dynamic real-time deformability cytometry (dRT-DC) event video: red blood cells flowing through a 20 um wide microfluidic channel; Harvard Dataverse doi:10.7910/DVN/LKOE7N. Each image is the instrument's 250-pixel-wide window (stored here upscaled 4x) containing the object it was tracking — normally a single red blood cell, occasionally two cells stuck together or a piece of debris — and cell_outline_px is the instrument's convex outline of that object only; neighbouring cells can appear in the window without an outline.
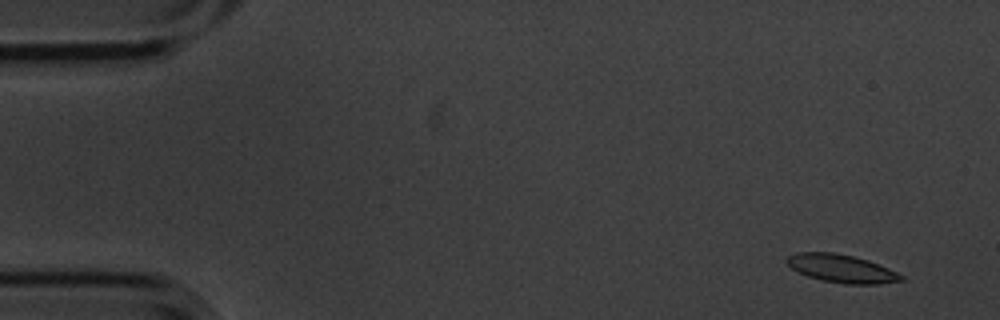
{"species": "common noctule bat (a hibernating species)", "species_latin": "Nyctalus noctula", "temperature_condition": "cold", "stored_images_in_passage": 5, "camera_frame_rate_fps": 3000, "um_per_image_px": 0.085, "animal": {"sex": "male", "body_mass_g": 20.1, "forearm_length_mm": 53.5}, "frame": {"image": 1, "passage_image": 1, "time_ms": 0.0, "image_size_px": [1000, 320], "cell_outline_px": [[904, 280], [876, 284], [844, 284], [824, 280], [808, 276], [796, 272], [784, 260], [788, 256], [796, 252], [832, 252], [852, 256], [868, 260], [888, 268], [904, 276]], "centroid_in_image_um": [71.5, 22.82], "position_along_channel_um": 13.5, "area_um2": 18.61}}
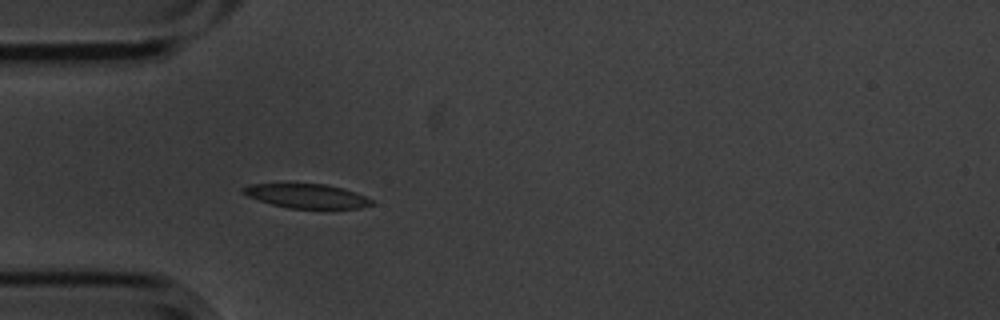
{"frame": {"image": 2, "passage_image": 5, "time_ms": 1.333, "image_size_px": [1000, 320], "cell_outline_px": [[376, 204], [360, 208], [288, 208], [272, 204], [248, 196], [240, 192], [240, 188], [248, 184], [324, 184], [344, 188], [356, 192], [372, 200]], "centroid_in_image_um": [26.07, 16.65], "position_along_channel_um": 58.9, "area_um2": 18.09}}